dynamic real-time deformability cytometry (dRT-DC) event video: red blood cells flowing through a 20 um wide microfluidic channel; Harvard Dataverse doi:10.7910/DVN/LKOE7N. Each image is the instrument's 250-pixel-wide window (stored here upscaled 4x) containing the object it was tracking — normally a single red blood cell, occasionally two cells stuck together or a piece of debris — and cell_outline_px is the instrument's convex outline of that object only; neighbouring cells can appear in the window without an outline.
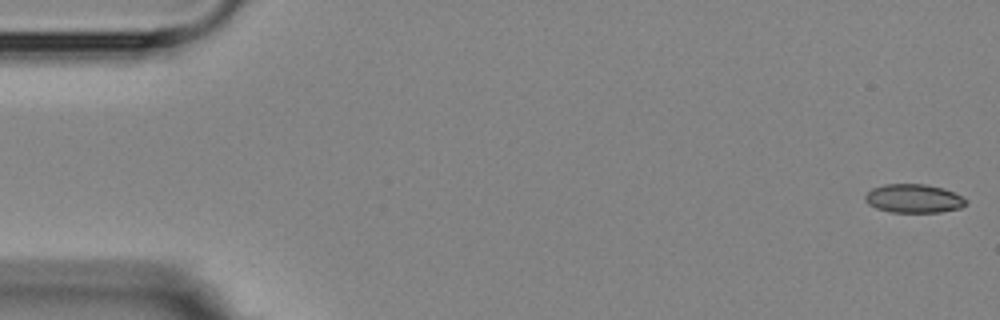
{"species": "Egyptian fruit bat (a non-hibernating species)", "species_latin": "Rousettus aegyptiacus", "temperature_condition": "room temperature", "stored_images_in_passage": 9, "camera_frame_rate_fps": 3000, "um_per_image_px": 0.085, "animal": {"sex": "female"}, "frame": {"image": 1, "passage_image": 1, "time_ms": 0.0, "image_size_px": [1000, 320], "cell_outline_px": [[968, 204], [960, 208], [940, 212], [892, 212], [876, 208], [868, 204], [864, 200], [864, 196], [872, 188], [884, 184], [924, 184], [944, 188], [968, 200]], "centroid_in_image_um": [77.66, 16.87], "position_along_channel_um": 7.3, "area_um2": 16.88}}
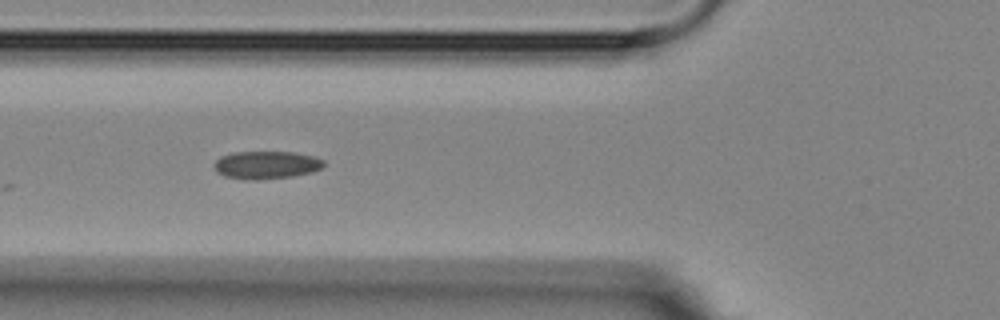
{"frame": {"image": 2, "passage_image": 6, "time_ms": 6.333, "image_size_px": [1000, 320], "cell_outline_px": [[324, 164], [320, 168], [312, 172], [292, 176], [256, 180], [244, 180], [224, 176], [216, 172], [212, 164], [220, 156], [232, 152], [296, 152], [312, 156], [324, 160]], "centroid_in_image_um": [22.57, 14.02], "position_along_channel_um": 103.2, "area_um2": 17.92}}
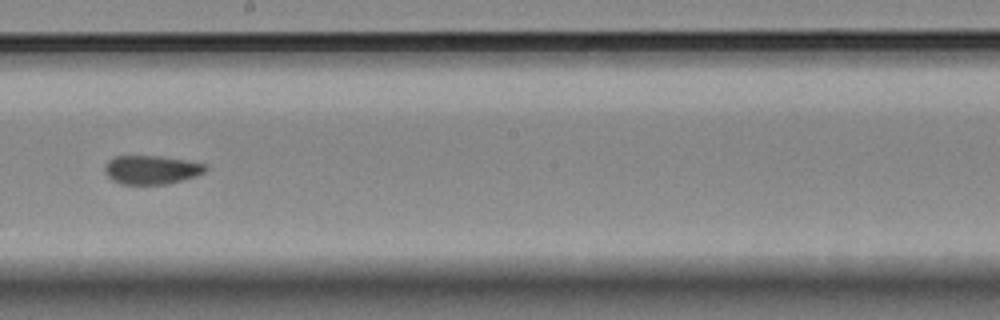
{"frame": {"image": 3, "passage_image": 9, "time_ms": 10.0, "image_size_px": [1000, 320], "cell_outline_px": [[208, 168], [204, 172], [196, 176], [168, 184], [120, 184], [112, 180], [104, 172], [104, 168], [108, 160], [116, 156], [160, 156], [208, 164]], "centroid_in_image_um": [12.88, 14.43], "position_along_channel_um": 235.3, "area_um2": 16.94}}